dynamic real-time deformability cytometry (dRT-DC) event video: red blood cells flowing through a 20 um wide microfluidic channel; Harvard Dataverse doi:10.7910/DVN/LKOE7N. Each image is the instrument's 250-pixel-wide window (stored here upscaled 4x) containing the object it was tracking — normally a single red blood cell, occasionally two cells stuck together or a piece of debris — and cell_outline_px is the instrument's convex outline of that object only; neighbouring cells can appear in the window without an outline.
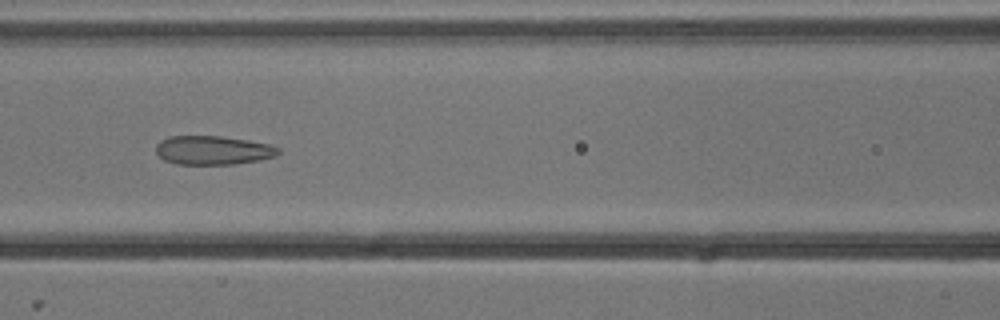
{"species": "common noctule bat (a hibernating species)", "species_latin": "Nyctalus noctula", "temperature_condition": "cold", "stored_images_in_passage": 7, "camera_frame_rate_fps": 3000, "um_per_image_px": 0.085, "animal": {"sex": "male", "body_mass_g": 13.3}, "frame": {"image": 1, "passage_image": 5, "time_ms": 1.333, "image_size_px": [1000, 320], "cell_outline_px": [[280, 152], [276, 156], [260, 160], [236, 164], [176, 164], [164, 160], [156, 152], [156, 144], [160, 140], [168, 136], [220, 136], [248, 140], [268, 144], [280, 148]], "centroid_in_image_um": [18.1, 12.77], "position_along_channel_um": 148.5, "area_um2": 20.69}}
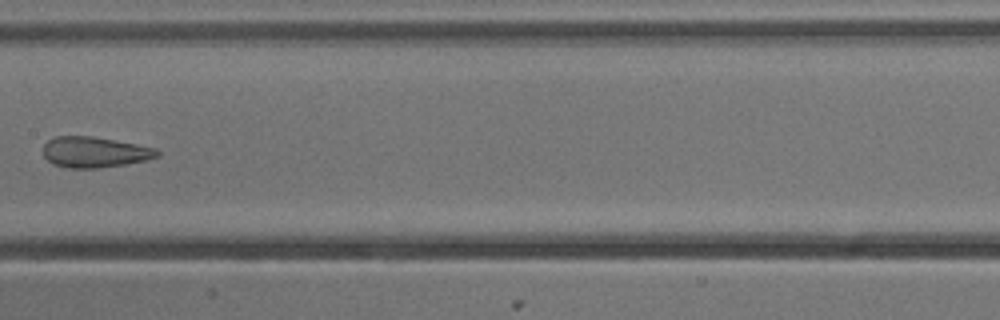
{"frame": {"image": 2, "passage_image": 6, "time_ms": 1.667, "image_size_px": [1000, 320], "cell_outline_px": [[160, 156], [148, 160], [100, 168], [64, 168], [52, 164], [44, 156], [44, 144], [48, 140], [56, 136], [92, 136], [136, 144], [156, 148], [160, 152]], "centroid_in_image_um": [8.05, 12.94], "position_along_channel_um": 199.4, "area_um2": 20.52}}
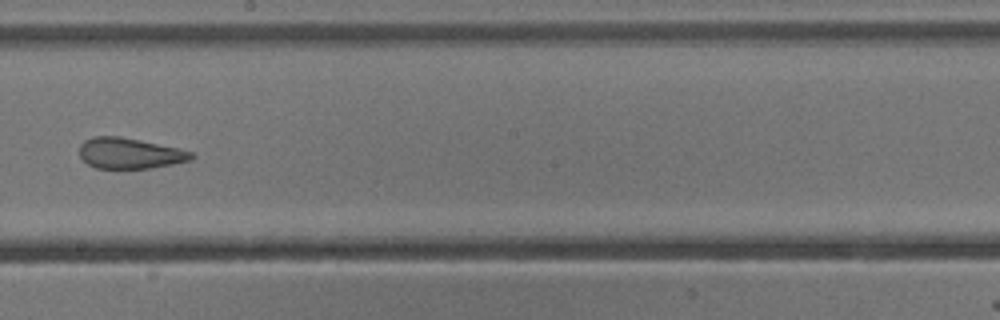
{"frame": {"image": 3, "passage_image": 7, "time_ms": 2.0, "image_size_px": [1000, 320], "cell_outline_px": [[196, 156], [192, 160], [152, 168], [96, 168], [88, 164], [80, 156], [80, 144], [84, 140], [92, 136], [120, 136], [180, 148], [192, 152]], "centroid_in_image_um": [11.05, 13.02], "position_along_channel_um": 237.2, "area_um2": 20.17}}